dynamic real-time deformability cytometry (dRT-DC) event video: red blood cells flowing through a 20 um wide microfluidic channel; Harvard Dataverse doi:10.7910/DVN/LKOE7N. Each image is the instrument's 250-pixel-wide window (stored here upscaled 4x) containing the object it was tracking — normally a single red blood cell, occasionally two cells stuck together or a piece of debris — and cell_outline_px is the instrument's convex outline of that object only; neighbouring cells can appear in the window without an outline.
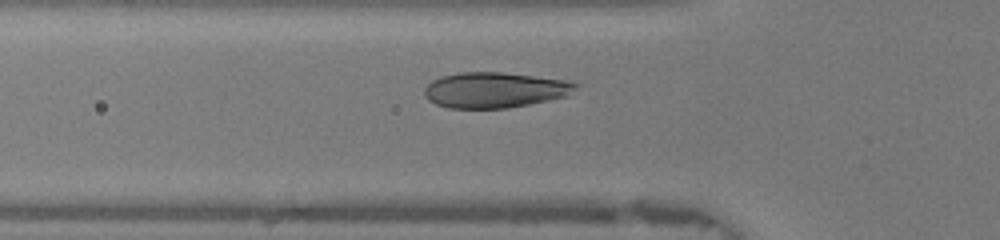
{"species": "human", "species_latin": "Homo sapiens", "temperature_condition": "warm", "stored_images_in_passage": 36, "camera_frame_rate_fps": 3000, "um_per_image_px": 0.085, "donor": {"sex": "female"}, "frame": {"image": 1, "passage_image": 12, "time_ms": 3.667, "image_size_px": [1000, 240], "cell_outline_px": [[580, 88], [568, 96], [508, 108], [448, 108], [436, 104], [428, 100], [424, 96], [424, 88], [432, 80], [440, 76], [460, 72], [504, 72], [564, 80], [580, 84]], "centroid_in_image_um": [42.06, 7.64], "position_along_channel_um": 83.7, "area_um2": 31.56}}
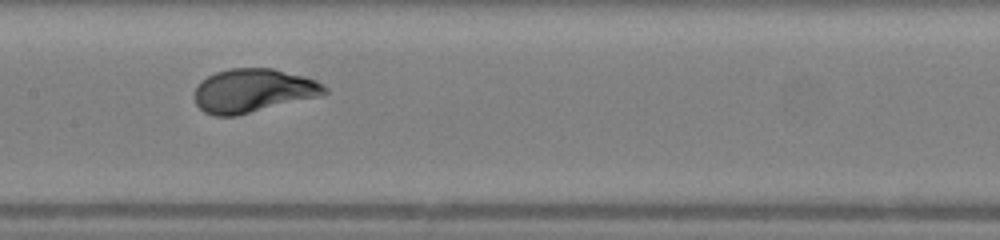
{"frame": {"image": 2, "passage_image": 19, "time_ms": 6.0, "image_size_px": [1000, 240], "cell_outline_px": [[328, 92], [316, 96], [236, 116], [216, 116], [204, 112], [196, 104], [192, 96], [200, 80], [216, 72], [228, 68], [272, 68], [304, 76], [316, 80], [324, 84], [328, 88]], "centroid_in_image_um": [21.46, 7.69], "position_along_channel_um": 185.9, "area_um2": 33.0}}
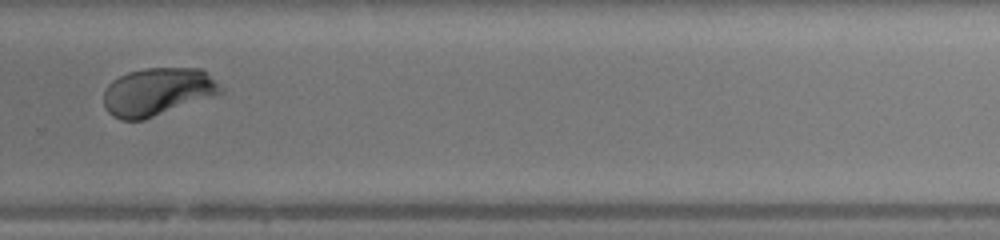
{"frame": {"image": 3, "passage_image": 28, "time_ms": 9.0, "image_size_px": [1000, 240], "cell_outline_px": [[224, 92], [144, 120], [120, 120], [112, 116], [104, 108], [104, 92], [108, 84], [112, 80], [128, 72], [144, 68], [200, 68], [224, 88]], "centroid_in_image_um": [13.36, 7.8], "position_along_channel_um": 316.4, "area_um2": 32.54}, "authors_computed_cell_mechanics": {"area_um2": 32.3102, "velocity_mm_per_s": 4.3596, "shape_relaxation_time_tau1_ms": 3.3198, "shape_relaxation_time_tau2_ms": null, "deformation_change_tau1": 0.1871, "deformation_change_tau2": null}}